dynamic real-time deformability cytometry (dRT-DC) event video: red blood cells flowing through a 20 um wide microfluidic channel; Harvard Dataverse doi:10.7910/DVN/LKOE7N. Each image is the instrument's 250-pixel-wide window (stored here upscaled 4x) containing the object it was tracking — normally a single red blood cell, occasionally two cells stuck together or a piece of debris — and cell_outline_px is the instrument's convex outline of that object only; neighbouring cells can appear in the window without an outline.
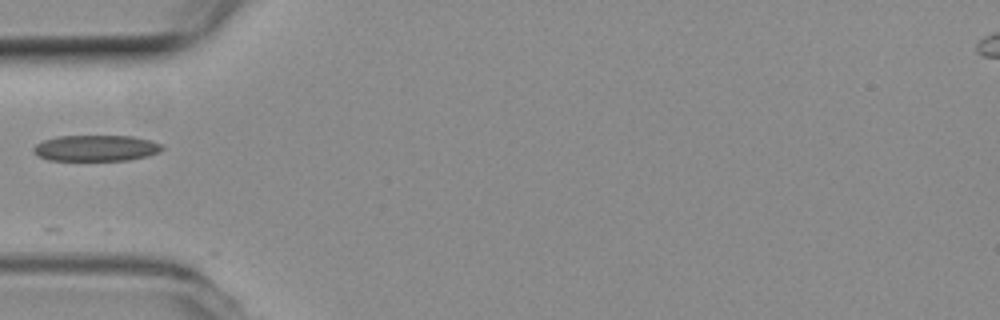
{"species": "common noctule bat (a hibernating species)", "species_latin": "Nyctalus noctula", "temperature_condition": "room temperature", "stored_images_in_passage": 4, "camera_frame_rate_fps": 3000, "um_per_image_px": 0.085, "animal": {"sex": "female", "body_mass_g": 19.3, "forearm_length_mm": 54.1}, "frame": {"image": 1, "passage_image": 1, "time_ms": 0.0, "image_size_px": [1000, 320], "cell_outline_px": [[164, 148], [160, 152], [148, 156], [128, 160], [48, 160], [32, 152], [32, 148], [36, 144], [44, 140], [56, 136], [132, 136], [152, 140], [160, 144]], "centroid_in_image_um": [8.17, 12.58], "position_along_channel_um": 76.8, "area_um2": 19.59}}